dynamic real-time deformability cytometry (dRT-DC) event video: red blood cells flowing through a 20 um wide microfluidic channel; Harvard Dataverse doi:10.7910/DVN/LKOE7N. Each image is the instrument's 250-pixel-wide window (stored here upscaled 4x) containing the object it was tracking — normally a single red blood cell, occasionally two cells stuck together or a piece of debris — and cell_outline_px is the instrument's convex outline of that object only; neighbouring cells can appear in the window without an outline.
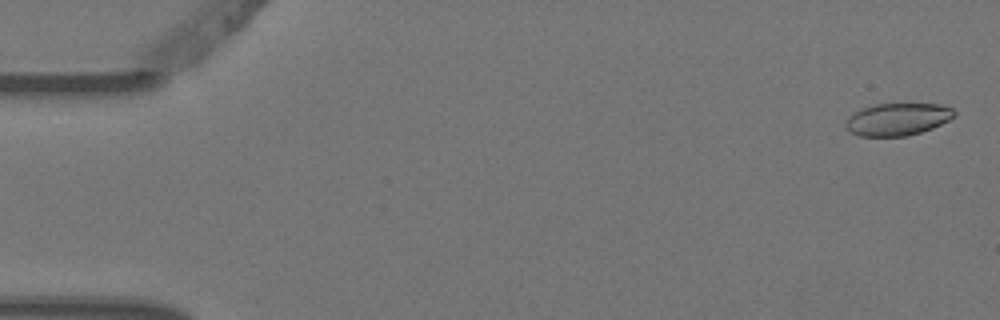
{"species": "Egyptian fruit bat (a non-hibernating species)", "species_latin": "Rousettus aegyptiacus", "temperature_condition": "warm", "stored_images_in_passage": 6, "segment_of_instrument_passage": [1, 2], "camera_frame_rate_fps": 3000, "um_per_image_px": 0.085, "animal": {"sex": "female"}, "frame": {"image": 1, "passage_image": 1, "time_ms": 0.0, "image_size_px": [1000, 320], "cell_outline_px": [[956, 116], [932, 128], [908, 136], [860, 136], [852, 132], [844, 124], [844, 120], [848, 116], [860, 108], [876, 104], [940, 104], [952, 108], [956, 112]], "centroid_in_image_um": [76.28, 10.13], "position_along_channel_um": 8.7, "area_um2": 20.52}}
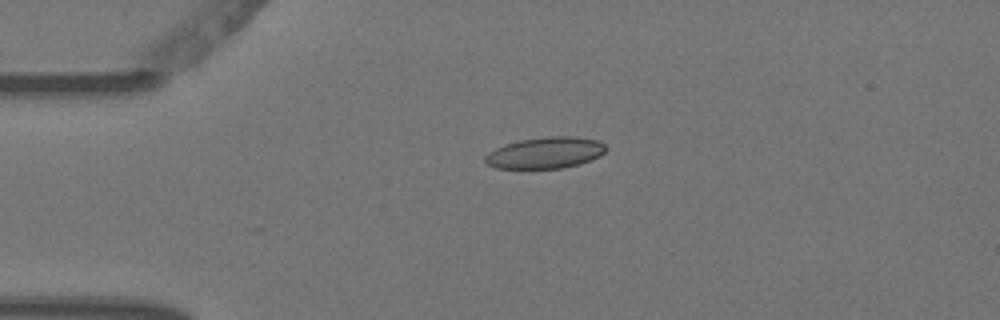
{"frame": {"image": 2, "passage_image": 4, "time_ms": 1.0, "image_size_px": [1000, 320], "cell_outline_px": [[604, 152], [600, 156], [580, 164], [564, 168], [496, 168], [488, 164], [484, 160], [484, 156], [488, 152], [504, 144], [520, 140], [548, 136], [572, 136], [600, 140], [604, 144]], "centroid_in_image_um": [46.35, 12.98], "position_along_channel_um": 38.7, "area_um2": 22.08}}